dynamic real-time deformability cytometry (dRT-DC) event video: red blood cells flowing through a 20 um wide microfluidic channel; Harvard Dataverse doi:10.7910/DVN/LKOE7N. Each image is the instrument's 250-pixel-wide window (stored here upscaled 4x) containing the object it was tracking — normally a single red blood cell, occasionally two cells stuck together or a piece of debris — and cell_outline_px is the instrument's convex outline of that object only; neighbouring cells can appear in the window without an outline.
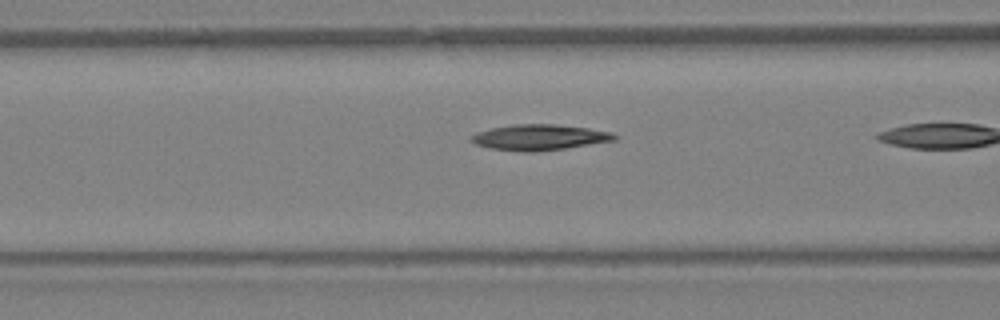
{"species": "Egyptian fruit bat (a non-hibernating species)", "species_latin": "Rousettus aegyptiacus", "temperature_condition": "warm", "stored_images_in_passage": 7, "camera_frame_rate_fps": 3000, "um_per_image_px": 0.085, "animal": {"sex": "female"}, "frame": {"image": 1, "passage_image": 6, "time_ms": 1.667, "image_size_px": [1000, 320], "cell_outline_px": [[620, 136], [616, 140], [564, 148], [532, 152], [488, 148], [476, 144], [472, 140], [472, 136], [480, 132], [492, 128], [516, 124], [556, 124], [588, 128], [612, 132]], "centroid_in_image_um": [45.93, 11.66], "position_along_channel_um": 120.7, "area_um2": 21.1}}